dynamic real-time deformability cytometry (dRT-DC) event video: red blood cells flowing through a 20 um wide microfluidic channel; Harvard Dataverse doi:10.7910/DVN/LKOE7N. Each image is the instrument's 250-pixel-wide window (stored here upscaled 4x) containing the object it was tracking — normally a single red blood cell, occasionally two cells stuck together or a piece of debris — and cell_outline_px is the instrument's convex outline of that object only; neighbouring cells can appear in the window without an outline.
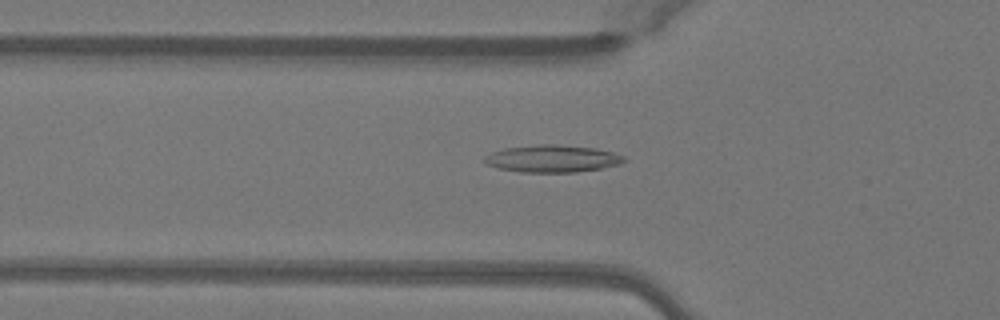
{"species": "Egyptian fruit bat (a non-hibernating species)", "species_latin": "Rousettus aegyptiacus", "temperature_condition": "warm", "stored_images_in_passage": 51, "camera_frame_rate_fps": 3000, "um_per_image_px": 0.085, "animal": {"sex": "female"}, "frame": {"image": 1, "passage_image": 18, "time_ms": 5.667, "image_size_px": [1000, 320], "cell_outline_px": [[628, 160], [620, 164], [600, 168], [576, 172], [520, 172], [500, 168], [488, 164], [484, 160], [484, 156], [492, 152], [504, 148], [536, 144], [556, 144], [596, 148], [612, 152], [624, 156]], "centroid_in_image_um": [46.97, 13.47], "position_along_channel_um": 78.8, "area_um2": 22.14}}
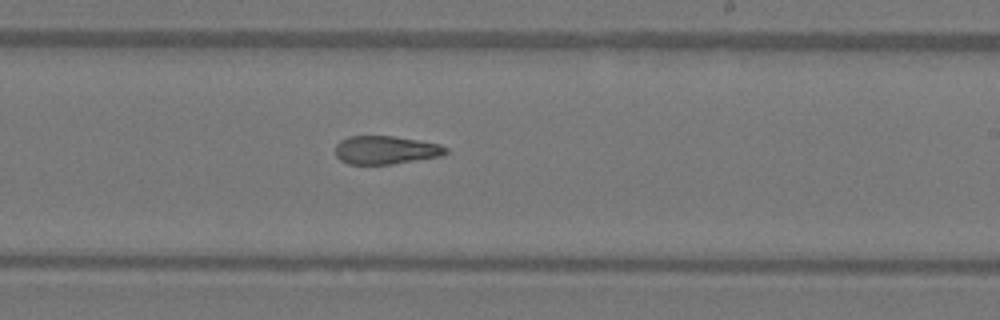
{"frame": {"image": 2, "passage_image": 31, "time_ms": 10.0, "image_size_px": [1000, 320], "cell_outline_px": [[448, 152], [444, 156], [392, 164], [348, 164], [340, 160], [336, 156], [336, 144], [340, 140], [348, 136], [392, 136], [440, 144], [448, 148]], "centroid_in_image_um": [32.8, 12.76], "position_along_channel_um": 256.2, "area_um2": 18.32}}
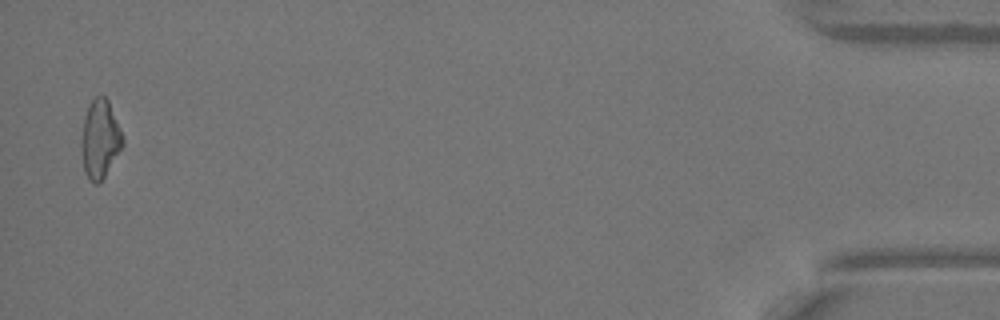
{"frame": {"image": 3, "passage_image": 50, "time_ms": 16.333, "image_size_px": [1000, 320], "cell_outline_px": [[124, 144], [104, 176], [96, 184], [88, 180], [84, 172], [80, 148], [80, 140], [84, 116], [88, 104], [96, 96], [104, 96], [108, 100], [124, 136]], "centroid_in_image_um": [8.48, 11.81], "position_along_channel_um": 426.7, "area_um2": 19.07}, "authors_computed_cell_mechanics": {"area_um2": 19.4208, "velocity_mm_per_s": 4.0708, "shape_relaxation_time_tau1_ms": null, "shape_relaxation_time_tau2_ms": 3.3006, "deformation_change_tau1": null, "deformation_change_tau2": 0.1233}}